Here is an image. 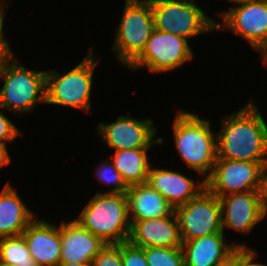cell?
Returning a JSON list of instances; mask_svg holds the SVG:
<instances>
[{"label":"cell","instance_id":"obj_37","mask_svg":"<svg viewBox=\"0 0 267 266\" xmlns=\"http://www.w3.org/2000/svg\"><path fill=\"white\" fill-rule=\"evenodd\" d=\"M0 266H8V265H5V264H3V263L0 262Z\"/></svg>","mask_w":267,"mask_h":266},{"label":"cell","instance_id":"obj_9","mask_svg":"<svg viewBox=\"0 0 267 266\" xmlns=\"http://www.w3.org/2000/svg\"><path fill=\"white\" fill-rule=\"evenodd\" d=\"M182 241H190L222 231L219 198L206 188L194 199L174 207Z\"/></svg>","mask_w":267,"mask_h":266},{"label":"cell","instance_id":"obj_17","mask_svg":"<svg viewBox=\"0 0 267 266\" xmlns=\"http://www.w3.org/2000/svg\"><path fill=\"white\" fill-rule=\"evenodd\" d=\"M147 183L157 190L173 206H181L197 197L205 188V180L199 184L194 179L166 169H149Z\"/></svg>","mask_w":267,"mask_h":266},{"label":"cell","instance_id":"obj_33","mask_svg":"<svg viewBox=\"0 0 267 266\" xmlns=\"http://www.w3.org/2000/svg\"><path fill=\"white\" fill-rule=\"evenodd\" d=\"M263 193H264V204H265V209L267 212V167L265 169V174H264V187H263Z\"/></svg>","mask_w":267,"mask_h":266},{"label":"cell","instance_id":"obj_27","mask_svg":"<svg viewBox=\"0 0 267 266\" xmlns=\"http://www.w3.org/2000/svg\"><path fill=\"white\" fill-rule=\"evenodd\" d=\"M20 134V130L11 122V120L0 112V142H12L17 136H20Z\"/></svg>","mask_w":267,"mask_h":266},{"label":"cell","instance_id":"obj_26","mask_svg":"<svg viewBox=\"0 0 267 266\" xmlns=\"http://www.w3.org/2000/svg\"><path fill=\"white\" fill-rule=\"evenodd\" d=\"M121 257L123 266H148L144 250L129 243H120Z\"/></svg>","mask_w":267,"mask_h":266},{"label":"cell","instance_id":"obj_36","mask_svg":"<svg viewBox=\"0 0 267 266\" xmlns=\"http://www.w3.org/2000/svg\"><path fill=\"white\" fill-rule=\"evenodd\" d=\"M230 1L231 3H248V2H257V1H260V0H228Z\"/></svg>","mask_w":267,"mask_h":266},{"label":"cell","instance_id":"obj_18","mask_svg":"<svg viewBox=\"0 0 267 266\" xmlns=\"http://www.w3.org/2000/svg\"><path fill=\"white\" fill-rule=\"evenodd\" d=\"M224 232L214 233L190 241H182L181 249L185 266H215L237 247L244 244H225Z\"/></svg>","mask_w":267,"mask_h":266},{"label":"cell","instance_id":"obj_10","mask_svg":"<svg viewBox=\"0 0 267 266\" xmlns=\"http://www.w3.org/2000/svg\"><path fill=\"white\" fill-rule=\"evenodd\" d=\"M193 57L188 40L182 36L154 29L142 54L129 66L148 67L150 72H167Z\"/></svg>","mask_w":267,"mask_h":266},{"label":"cell","instance_id":"obj_35","mask_svg":"<svg viewBox=\"0 0 267 266\" xmlns=\"http://www.w3.org/2000/svg\"><path fill=\"white\" fill-rule=\"evenodd\" d=\"M262 53V59L267 64V43L259 50Z\"/></svg>","mask_w":267,"mask_h":266},{"label":"cell","instance_id":"obj_11","mask_svg":"<svg viewBox=\"0 0 267 266\" xmlns=\"http://www.w3.org/2000/svg\"><path fill=\"white\" fill-rule=\"evenodd\" d=\"M97 129L108 147L116 150L151 148L152 144H162V137L154 140L157 130L151 119H135L127 113L116 121L99 123Z\"/></svg>","mask_w":267,"mask_h":266},{"label":"cell","instance_id":"obj_23","mask_svg":"<svg viewBox=\"0 0 267 266\" xmlns=\"http://www.w3.org/2000/svg\"><path fill=\"white\" fill-rule=\"evenodd\" d=\"M148 266H185L181 247L143 248Z\"/></svg>","mask_w":267,"mask_h":266},{"label":"cell","instance_id":"obj_28","mask_svg":"<svg viewBox=\"0 0 267 266\" xmlns=\"http://www.w3.org/2000/svg\"><path fill=\"white\" fill-rule=\"evenodd\" d=\"M215 266H244V247H237L224 260Z\"/></svg>","mask_w":267,"mask_h":266},{"label":"cell","instance_id":"obj_29","mask_svg":"<svg viewBox=\"0 0 267 266\" xmlns=\"http://www.w3.org/2000/svg\"><path fill=\"white\" fill-rule=\"evenodd\" d=\"M257 256L256 251L248 247H244V266H267L260 263H254V258Z\"/></svg>","mask_w":267,"mask_h":266},{"label":"cell","instance_id":"obj_2","mask_svg":"<svg viewBox=\"0 0 267 266\" xmlns=\"http://www.w3.org/2000/svg\"><path fill=\"white\" fill-rule=\"evenodd\" d=\"M75 220L106 245L126 242L131 224L127 194L98 192Z\"/></svg>","mask_w":267,"mask_h":266},{"label":"cell","instance_id":"obj_4","mask_svg":"<svg viewBox=\"0 0 267 266\" xmlns=\"http://www.w3.org/2000/svg\"><path fill=\"white\" fill-rule=\"evenodd\" d=\"M1 77L4 85L0 90V108L20 115L32 111L40 102L46 103V71L28 70L12 54L0 67Z\"/></svg>","mask_w":267,"mask_h":266},{"label":"cell","instance_id":"obj_6","mask_svg":"<svg viewBox=\"0 0 267 266\" xmlns=\"http://www.w3.org/2000/svg\"><path fill=\"white\" fill-rule=\"evenodd\" d=\"M154 29L150 1L126 0L113 46L117 59L129 67L142 54Z\"/></svg>","mask_w":267,"mask_h":266},{"label":"cell","instance_id":"obj_24","mask_svg":"<svg viewBox=\"0 0 267 266\" xmlns=\"http://www.w3.org/2000/svg\"><path fill=\"white\" fill-rule=\"evenodd\" d=\"M102 163L103 164L99 165L96 169L98 180L103 183L105 182L106 184L115 185V188H112L105 193L127 194L129 186L123 180L122 175L114 167L112 161L107 162L106 160L102 161Z\"/></svg>","mask_w":267,"mask_h":266},{"label":"cell","instance_id":"obj_15","mask_svg":"<svg viewBox=\"0 0 267 266\" xmlns=\"http://www.w3.org/2000/svg\"><path fill=\"white\" fill-rule=\"evenodd\" d=\"M31 257L38 266H58L61 255L60 226L33 220L22 233Z\"/></svg>","mask_w":267,"mask_h":266},{"label":"cell","instance_id":"obj_14","mask_svg":"<svg viewBox=\"0 0 267 266\" xmlns=\"http://www.w3.org/2000/svg\"><path fill=\"white\" fill-rule=\"evenodd\" d=\"M128 242L134 246L181 247L180 228L174 212L171 215L146 220H130Z\"/></svg>","mask_w":267,"mask_h":266},{"label":"cell","instance_id":"obj_20","mask_svg":"<svg viewBox=\"0 0 267 266\" xmlns=\"http://www.w3.org/2000/svg\"><path fill=\"white\" fill-rule=\"evenodd\" d=\"M34 220L16 190L9 183L0 193V238L21 235Z\"/></svg>","mask_w":267,"mask_h":266},{"label":"cell","instance_id":"obj_3","mask_svg":"<svg viewBox=\"0 0 267 266\" xmlns=\"http://www.w3.org/2000/svg\"><path fill=\"white\" fill-rule=\"evenodd\" d=\"M173 131L180 157L189 168L208 177L217 160L216 136L210 122L180 110L173 121Z\"/></svg>","mask_w":267,"mask_h":266},{"label":"cell","instance_id":"obj_19","mask_svg":"<svg viewBox=\"0 0 267 266\" xmlns=\"http://www.w3.org/2000/svg\"><path fill=\"white\" fill-rule=\"evenodd\" d=\"M129 220H146L171 215L174 207L148 183L129 186Z\"/></svg>","mask_w":267,"mask_h":266},{"label":"cell","instance_id":"obj_30","mask_svg":"<svg viewBox=\"0 0 267 266\" xmlns=\"http://www.w3.org/2000/svg\"><path fill=\"white\" fill-rule=\"evenodd\" d=\"M5 0H0V42L12 53V50L10 49V46L8 42L6 41V38H4V33H3V25H4V11H5V6L4 3Z\"/></svg>","mask_w":267,"mask_h":266},{"label":"cell","instance_id":"obj_1","mask_svg":"<svg viewBox=\"0 0 267 266\" xmlns=\"http://www.w3.org/2000/svg\"><path fill=\"white\" fill-rule=\"evenodd\" d=\"M222 121L216 134L217 158L267 162V124L253 101Z\"/></svg>","mask_w":267,"mask_h":266},{"label":"cell","instance_id":"obj_8","mask_svg":"<svg viewBox=\"0 0 267 266\" xmlns=\"http://www.w3.org/2000/svg\"><path fill=\"white\" fill-rule=\"evenodd\" d=\"M267 162H248L217 158L206 189L216 197L263 190Z\"/></svg>","mask_w":267,"mask_h":266},{"label":"cell","instance_id":"obj_25","mask_svg":"<svg viewBox=\"0 0 267 266\" xmlns=\"http://www.w3.org/2000/svg\"><path fill=\"white\" fill-rule=\"evenodd\" d=\"M91 266H123L120 244L105 245L93 258Z\"/></svg>","mask_w":267,"mask_h":266},{"label":"cell","instance_id":"obj_7","mask_svg":"<svg viewBox=\"0 0 267 266\" xmlns=\"http://www.w3.org/2000/svg\"><path fill=\"white\" fill-rule=\"evenodd\" d=\"M154 28L186 39L216 31V21L196 5L194 0H149Z\"/></svg>","mask_w":267,"mask_h":266},{"label":"cell","instance_id":"obj_32","mask_svg":"<svg viewBox=\"0 0 267 266\" xmlns=\"http://www.w3.org/2000/svg\"><path fill=\"white\" fill-rule=\"evenodd\" d=\"M12 55V53L0 42V67Z\"/></svg>","mask_w":267,"mask_h":266},{"label":"cell","instance_id":"obj_22","mask_svg":"<svg viewBox=\"0 0 267 266\" xmlns=\"http://www.w3.org/2000/svg\"><path fill=\"white\" fill-rule=\"evenodd\" d=\"M0 262L8 266H38L23 234L0 238Z\"/></svg>","mask_w":267,"mask_h":266},{"label":"cell","instance_id":"obj_12","mask_svg":"<svg viewBox=\"0 0 267 266\" xmlns=\"http://www.w3.org/2000/svg\"><path fill=\"white\" fill-rule=\"evenodd\" d=\"M239 4L220 14L225 23L216 30L230 29L259 51L267 43V0Z\"/></svg>","mask_w":267,"mask_h":266},{"label":"cell","instance_id":"obj_13","mask_svg":"<svg viewBox=\"0 0 267 266\" xmlns=\"http://www.w3.org/2000/svg\"><path fill=\"white\" fill-rule=\"evenodd\" d=\"M222 231L225 227L249 233L267 216L263 190H253L219 197ZM226 214V215H225Z\"/></svg>","mask_w":267,"mask_h":266},{"label":"cell","instance_id":"obj_34","mask_svg":"<svg viewBox=\"0 0 267 266\" xmlns=\"http://www.w3.org/2000/svg\"><path fill=\"white\" fill-rule=\"evenodd\" d=\"M58 266H91V263H60Z\"/></svg>","mask_w":267,"mask_h":266},{"label":"cell","instance_id":"obj_21","mask_svg":"<svg viewBox=\"0 0 267 266\" xmlns=\"http://www.w3.org/2000/svg\"><path fill=\"white\" fill-rule=\"evenodd\" d=\"M150 148L116 150L112 163L128 186L147 183Z\"/></svg>","mask_w":267,"mask_h":266},{"label":"cell","instance_id":"obj_5","mask_svg":"<svg viewBox=\"0 0 267 266\" xmlns=\"http://www.w3.org/2000/svg\"><path fill=\"white\" fill-rule=\"evenodd\" d=\"M93 47L80 64L68 73L46 72V104L64 105L86 112L91 108V89L94 69L98 61L92 55Z\"/></svg>","mask_w":267,"mask_h":266},{"label":"cell","instance_id":"obj_31","mask_svg":"<svg viewBox=\"0 0 267 266\" xmlns=\"http://www.w3.org/2000/svg\"><path fill=\"white\" fill-rule=\"evenodd\" d=\"M11 158L7 151L6 143L0 142V168L10 164Z\"/></svg>","mask_w":267,"mask_h":266},{"label":"cell","instance_id":"obj_16","mask_svg":"<svg viewBox=\"0 0 267 266\" xmlns=\"http://www.w3.org/2000/svg\"><path fill=\"white\" fill-rule=\"evenodd\" d=\"M105 245L76 220L62 221L60 263H92Z\"/></svg>","mask_w":267,"mask_h":266}]
</instances>
